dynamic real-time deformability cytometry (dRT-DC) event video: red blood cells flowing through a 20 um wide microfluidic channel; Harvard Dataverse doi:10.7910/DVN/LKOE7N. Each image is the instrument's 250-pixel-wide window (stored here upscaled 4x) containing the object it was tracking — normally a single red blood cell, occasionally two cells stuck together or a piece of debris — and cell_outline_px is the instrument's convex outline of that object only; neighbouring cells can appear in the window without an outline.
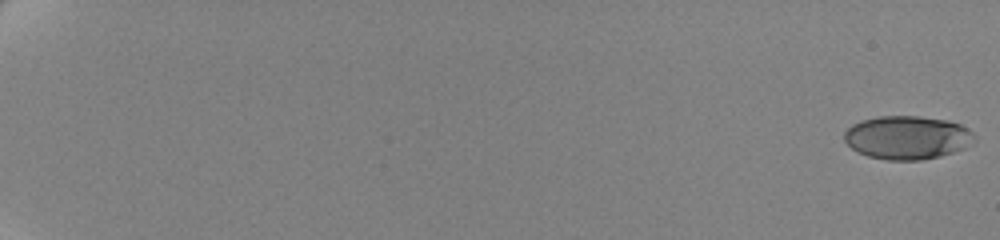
{"species": "human", "species_latin": "Homo sapiens", "temperature_condition": "cold", "stored_images_in_passage": 62, "camera_frame_rate_fps": 3000, "um_per_image_px": 0.085, "donor": {"sex": "female"}, "frame": {"image": 1, "passage_image": 1, "time_ms": 0.0, "image_size_px": [1000, 240], "cell_outline_px": [[976, 140], [972, 144], [964, 148], [940, 156], [920, 160], [888, 160], [868, 156], [852, 148], [844, 140], [844, 132], [852, 124], [860, 120], [876, 116], [920, 116], [948, 120], [960, 124], [968, 128], [976, 136]], "centroid_in_image_um": [77.13, 11.68], "position_along_channel_um": 7.9, "area_um2": 33.12}}
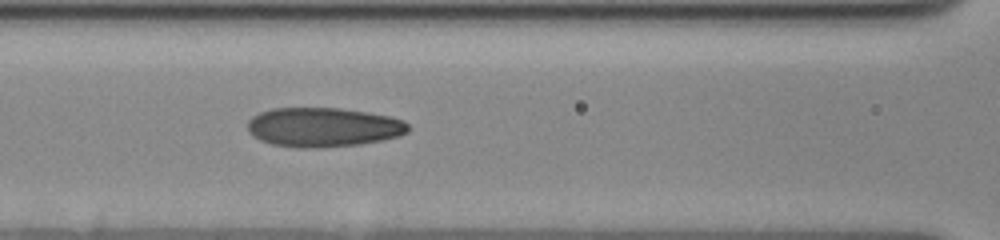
{"frame": {"image": 2, "passage_image": 32, "time_ms": 10.333, "image_size_px": [1000, 240], "cell_outline_px": [[408, 132], [400, 136], [360, 144], [316, 148], [300, 148], [272, 144], [260, 140], [252, 136], [248, 132], [248, 120], [252, 116], [260, 112], [272, 108], [340, 108], [368, 112], [388, 116], [404, 120], [408, 124]], "centroid_in_image_um": [27.46, 10.81], "position_along_channel_um": 139.1, "area_um2": 36.93}}
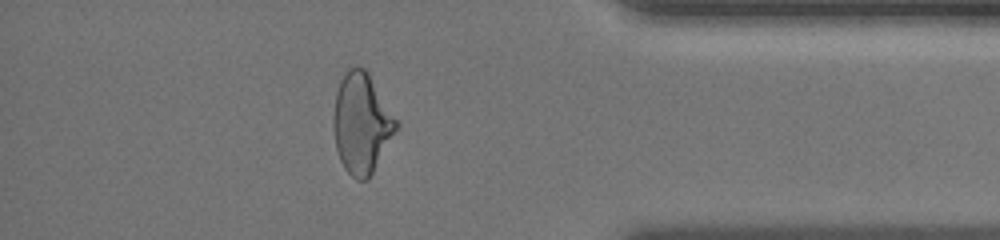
{"frame": {"image": 3, "passage_image": 56, "time_ms": 18.333, "image_size_px": [1000, 240], "cell_outline_px": [[400, 124], [368, 180], [356, 180], [344, 168], [340, 160], [336, 148], [332, 124], [332, 116], [336, 92], [340, 80], [348, 68], [356, 64], [364, 68], [368, 72]], "centroid_in_image_um": [30.71, 10.46], "position_along_channel_um": 404.5, "area_um2": 36.88}, "authors_computed_cell_mechanics": {"area_um2": 35.0268, "velocity_mm_per_s": 3.5156, "shape_relaxation_time_tau1_ms": 5.3741, "shape_relaxation_time_tau2_ms": 1.6642, "deformation_change_tau1": 0.1748, "deformation_change_tau2": 0.0877}}